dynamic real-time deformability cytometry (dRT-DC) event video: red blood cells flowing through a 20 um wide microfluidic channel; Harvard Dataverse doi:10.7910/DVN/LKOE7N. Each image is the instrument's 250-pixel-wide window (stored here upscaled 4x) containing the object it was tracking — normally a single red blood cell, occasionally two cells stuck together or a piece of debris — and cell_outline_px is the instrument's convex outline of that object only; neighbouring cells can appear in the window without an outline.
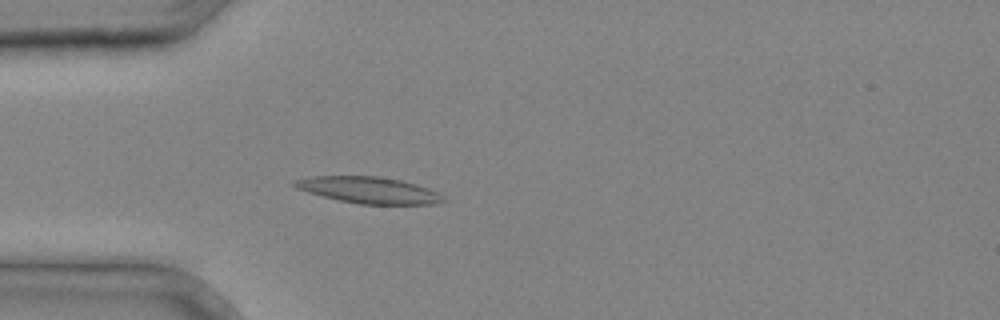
{"species": "common noctule bat (a hibernating species)", "species_latin": "Nyctalus noctula", "temperature_condition": "cold", "stored_images_in_passage": 34, "camera_frame_rate_fps": 3000, "um_per_image_px": 0.085, "animal": {"sex": "male", "body_mass_g": 20.4}, "frame": {"image": 1, "passage_image": 8, "time_ms": 2.333, "image_size_px": [1000, 320], "cell_outline_px": [[448, 200], [436, 204], [360, 204], [340, 200], [308, 192], [296, 188], [292, 184], [292, 180], [312, 176], [376, 176], [400, 180], [416, 184], [428, 188], [444, 196]], "centroid_in_image_um": [31.36, 16.15], "position_along_channel_um": 53.6, "area_um2": 22.83}}
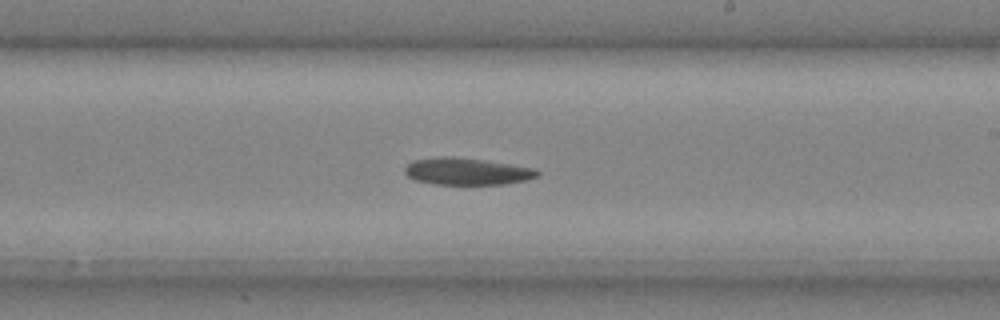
{"frame": {"image": 2, "passage_image": 20, "time_ms": 6.333, "image_size_px": [1000, 320], "cell_outline_px": [[540, 176], [528, 180], [504, 184], [436, 184], [416, 180], [408, 176], [404, 172], [404, 168], [412, 160], [436, 156], [452, 156], [484, 160], [536, 168], [540, 172]], "centroid_in_image_um": [39.71, 14.56], "position_along_channel_um": 249.3, "area_um2": 21.04}}
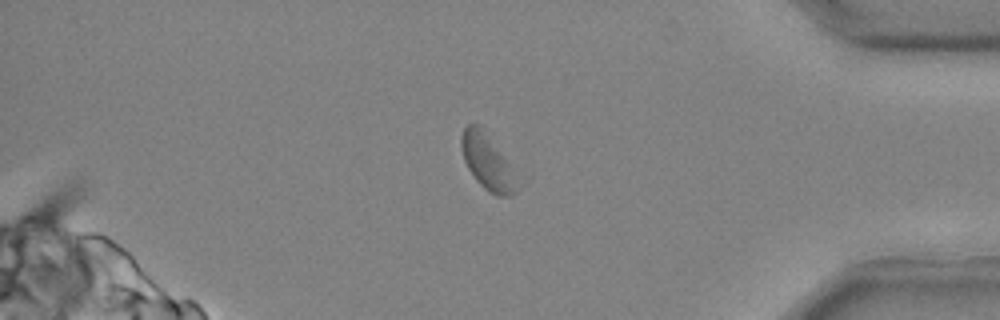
{"frame": {"image": 3, "passage_image": 30, "time_ms": 9.667, "image_size_px": [1000, 320], "cell_outline_px": [[516, 192], [512, 196], [496, 196], [488, 192], [476, 180], [468, 168], [464, 160], [460, 148], [460, 136], [464, 128], [468, 124], [480, 124], [508, 164], [516, 188]], "centroid_in_image_um": [41.33, 13.74], "position_along_channel_um": 393.9, "area_um2": 17.34}}